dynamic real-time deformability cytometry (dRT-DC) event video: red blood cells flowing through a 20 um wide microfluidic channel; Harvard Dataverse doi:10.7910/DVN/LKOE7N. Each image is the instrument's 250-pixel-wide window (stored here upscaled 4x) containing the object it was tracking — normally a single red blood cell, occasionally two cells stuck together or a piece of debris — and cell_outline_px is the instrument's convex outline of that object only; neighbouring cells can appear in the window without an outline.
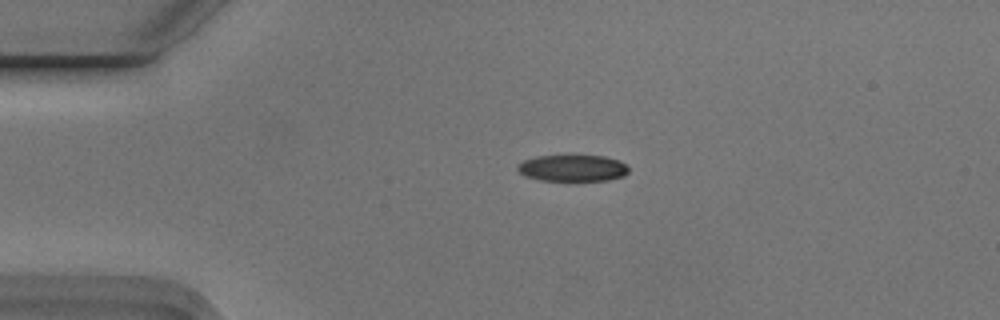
{"species": "Egyptian fruit bat (a non-hibernating species)", "species_latin": "Rousettus aegyptiacus", "temperature_condition": "cold", "stored_images_in_passage": 2, "camera_frame_rate_fps": 3000, "um_per_image_px": 0.085, "animal": {"sex": "male"}, "frame": {"image": 1, "passage_image": 1, "time_ms": 0.0, "image_size_px": [1000, 320], "cell_outline_px": [[628, 172], [624, 176], [608, 180], [568, 184], [540, 180], [524, 176], [516, 168], [516, 164], [524, 160], [536, 156], [604, 156], [620, 160], [628, 164]], "centroid_in_image_um": [48.68, 14.34], "position_along_channel_um": 36.3, "area_um2": 18.21}}